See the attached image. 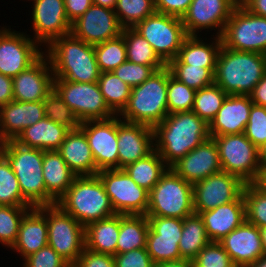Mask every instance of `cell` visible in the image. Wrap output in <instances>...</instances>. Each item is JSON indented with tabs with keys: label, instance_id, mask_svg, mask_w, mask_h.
<instances>
[{
	"label": "cell",
	"instance_id": "6da1fadb",
	"mask_svg": "<svg viewBox=\"0 0 266 267\" xmlns=\"http://www.w3.org/2000/svg\"><path fill=\"white\" fill-rule=\"evenodd\" d=\"M154 149L171 167L209 139V124L193 111L168 114L153 128Z\"/></svg>",
	"mask_w": 266,
	"mask_h": 267
},
{
	"label": "cell",
	"instance_id": "7a4b0ae2",
	"mask_svg": "<svg viewBox=\"0 0 266 267\" xmlns=\"http://www.w3.org/2000/svg\"><path fill=\"white\" fill-rule=\"evenodd\" d=\"M44 53L50 60L54 78L80 83L98 82L100 70L94 45L71 33L55 38Z\"/></svg>",
	"mask_w": 266,
	"mask_h": 267
},
{
	"label": "cell",
	"instance_id": "3957f363",
	"mask_svg": "<svg viewBox=\"0 0 266 267\" xmlns=\"http://www.w3.org/2000/svg\"><path fill=\"white\" fill-rule=\"evenodd\" d=\"M266 73V55L220 48L214 83L228 95H249Z\"/></svg>",
	"mask_w": 266,
	"mask_h": 267
},
{
	"label": "cell",
	"instance_id": "277c9868",
	"mask_svg": "<svg viewBox=\"0 0 266 267\" xmlns=\"http://www.w3.org/2000/svg\"><path fill=\"white\" fill-rule=\"evenodd\" d=\"M56 204L84 227L116 214L98 175L76 176Z\"/></svg>",
	"mask_w": 266,
	"mask_h": 267
},
{
	"label": "cell",
	"instance_id": "5b68a950",
	"mask_svg": "<svg viewBox=\"0 0 266 267\" xmlns=\"http://www.w3.org/2000/svg\"><path fill=\"white\" fill-rule=\"evenodd\" d=\"M168 67L155 71L145 82L131 88L121 120L154 128L168 115Z\"/></svg>",
	"mask_w": 266,
	"mask_h": 267
},
{
	"label": "cell",
	"instance_id": "8992f818",
	"mask_svg": "<svg viewBox=\"0 0 266 267\" xmlns=\"http://www.w3.org/2000/svg\"><path fill=\"white\" fill-rule=\"evenodd\" d=\"M1 153L9 161L18 179L23 198L32 206H46V187L43 178L44 150L20 145L15 140L4 141Z\"/></svg>",
	"mask_w": 266,
	"mask_h": 267
},
{
	"label": "cell",
	"instance_id": "52a82bcc",
	"mask_svg": "<svg viewBox=\"0 0 266 267\" xmlns=\"http://www.w3.org/2000/svg\"><path fill=\"white\" fill-rule=\"evenodd\" d=\"M193 213V184L169 167L149 191L146 216L184 219Z\"/></svg>",
	"mask_w": 266,
	"mask_h": 267
},
{
	"label": "cell",
	"instance_id": "ba28073f",
	"mask_svg": "<svg viewBox=\"0 0 266 267\" xmlns=\"http://www.w3.org/2000/svg\"><path fill=\"white\" fill-rule=\"evenodd\" d=\"M133 29L150 43L166 65L177 57L188 36L181 18L156 11L137 23Z\"/></svg>",
	"mask_w": 266,
	"mask_h": 267
},
{
	"label": "cell",
	"instance_id": "9c48e42d",
	"mask_svg": "<svg viewBox=\"0 0 266 267\" xmlns=\"http://www.w3.org/2000/svg\"><path fill=\"white\" fill-rule=\"evenodd\" d=\"M222 171L235 175L244 183H254L261 168L259 149L242 134L212 136Z\"/></svg>",
	"mask_w": 266,
	"mask_h": 267
},
{
	"label": "cell",
	"instance_id": "30bf717a",
	"mask_svg": "<svg viewBox=\"0 0 266 267\" xmlns=\"http://www.w3.org/2000/svg\"><path fill=\"white\" fill-rule=\"evenodd\" d=\"M48 245L71 266L85 249V227L59 205L46 206Z\"/></svg>",
	"mask_w": 266,
	"mask_h": 267
},
{
	"label": "cell",
	"instance_id": "8fae6325",
	"mask_svg": "<svg viewBox=\"0 0 266 267\" xmlns=\"http://www.w3.org/2000/svg\"><path fill=\"white\" fill-rule=\"evenodd\" d=\"M221 39L226 48L266 55V17L235 7Z\"/></svg>",
	"mask_w": 266,
	"mask_h": 267
},
{
	"label": "cell",
	"instance_id": "7c38bea8",
	"mask_svg": "<svg viewBox=\"0 0 266 267\" xmlns=\"http://www.w3.org/2000/svg\"><path fill=\"white\" fill-rule=\"evenodd\" d=\"M53 89L80 122L105 120L115 116L106 104L98 82L80 83L54 78Z\"/></svg>",
	"mask_w": 266,
	"mask_h": 267
},
{
	"label": "cell",
	"instance_id": "4fadbf2b",
	"mask_svg": "<svg viewBox=\"0 0 266 267\" xmlns=\"http://www.w3.org/2000/svg\"><path fill=\"white\" fill-rule=\"evenodd\" d=\"M116 214L146 215L149 192L139 187L123 169L97 173Z\"/></svg>",
	"mask_w": 266,
	"mask_h": 267
},
{
	"label": "cell",
	"instance_id": "5bb4252c",
	"mask_svg": "<svg viewBox=\"0 0 266 267\" xmlns=\"http://www.w3.org/2000/svg\"><path fill=\"white\" fill-rule=\"evenodd\" d=\"M8 27L0 29V74L13 78L31 66L44 51L31 35Z\"/></svg>",
	"mask_w": 266,
	"mask_h": 267
},
{
	"label": "cell",
	"instance_id": "9a60e30c",
	"mask_svg": "<svg viewBox=\"0 0 266 267\" xmlns=\"http://www.w3.org/2000/svg\"><path fill=\"white\" fill-rule=\"evenodd\" d=\"M245 185L240 178L224 171L194 183V213L200 214L236 201L243 194Z\"/></svg>",
	"mask_w": 266,
	"mask_h": 267
},
{
	"label": "cell",
	"instance_id": "2e32d148",
	"mask_svg": "<svg viewBox=\"0 0 266 267\" xmlns=\"http://www.w3.org/2000/svg\"><path fill=\"white\" fill-rule=\"evenodd\" d=\"M31 6V38L40 46L47 47L55 38L71 33L64 0H34Z\"/></svg>",
	"mask_w": 266,
	"mask_h": 267
},
{
	"label": "cell",
	"instance_id": "e0dca14e",
	"mask_svg": "<svg viewBox=\"0 0 266 267\" xmlns=\"http://www.w3.org/2000/svg\"><path fill=\"white\" fill-rule=\"evenodd\" d=\"M149 230L146 248L155 264L180 260L179 241L183 219L172 217L147 216Z\"/></svg>",
	"mask_w": 266,
	"mask_h": 267
},
{
	"label": "cell",
	"instance_id": "ac0fdd59",
	"mask_svg": "<svg viewBox=\"0 0 266 267\" xmlns=\"http://www.w3.org/2000/svg\"><path fill=\"white\" fill-rule=\"evenodd\" d=\"M234 9L229 0H192L181 20L188 36L207 29L205 32L217 30L215 36L221 37Z\"/></svg>",
	"mask_w": 266,
	"mask_h": 267
},
{
	"label": "cell",
	"instance_id": "d6986e66",
	"mask_svg": "<svg viewBox=\"0 0 266 267\" xmlns=\"http://www.w3.org/2000/svg\"><path fill=\"white\" fill-rule=\"evenodd\" d=\"M98 171L118 169L117 115L105 120L81 122Z\"/></svg>",
	"mask_w": 266,
	"mask_h": 267
},
{
	"label": "cell",
	"instance_id": "ffe728a7",
	"mask_svg": "<svg viewBox=\"0 0 266 267\" xmlns=\"http://www.w3.org/2000/svg\"><path fill=\"white\" fill-rule=\"evenodd\" d=\"M122 30L113 9L94 4L71 25V34L91 45L114 39Z\"/></svg>",
	"mask_w": 266,
	"mask_h": 267
},
{
	"label": "cell",
	"instance_id": "44dd1931",
	"mask_svg": "<svg viewBox=\"0 0 266 267\" xmlns=\"http://www.w3.org/2000/svg\"><path fill=\"white\" fill-rule=\"evenodd\" d=\"M12 79L15 101H43L53 90L54 74L49 58L43 53L31 66Z\"/></svg>",
	"mask_w": 266,
	"mask_h": 267
},
{
	"label": "cell",
	"instance_id": "7402d4cb",
	"mask_svg": "<svg viewBox=\"0 0 266 267\" xmlns=\"http://www.w3.org/2000/svg\"><path fill=\"white\" fill-rule=\"evenodd\" d=\"M118 169L146 157L154 150V131L143 124L121 120L117 115Z\"/></svg>",
	"mask_w": 266,
	"mask_h": 267
},
{
	"label": "cell",
	"instance_id": "603a6c76",
	"mask_svg": "<svg viewBox=\"0 0 266 267\" xmlns=\"http://www.w3.org/2000/svg\"><path fill=\"white\" fill-rule=\"evenodd\" d=\"M171 168L185 181L194 184L222 171L217 145L212 137L188 152Z\"/></svg>",
	"mask_w": 266,
	"mask_h": 267
},
{
	"label": "cell",
	"instance_id": "cb8c5ba5",
	"mask_svg": "<svg viewBox=\"0 0 266 267\" xmlns=\"http://www.w3.org/2000/svg\"><path fill=\"white\" fill-rule=\"evenodd\" d=\"M219 243L236 267H249L264 255L259 228L246 220Z\"/></svg>",
	"mask_w": 266,
	"mask_h": 267
},
{
	"label": "cell",
	"instance_id": "d4e9b609",
	"mask_svg": "<svg viewBox=\"0 0 266 267\" xmlns=\"http://www.w3.org/2000/svg\"><path fill=\"white\" fill-rule=\"evenodd\" d=\"M252 105L249 95H228L209 124L210 136L244 133Z\"/></svg>",
	"mask_w": 266,
	"mask_h": 267
},
{
	"label": "cell",
	"instance_id": "484cf974",
	"mask_svg": "<svg viewBox=\"0 0 266 267\" xmlns=\"http://www.w3.org/2000/svg\"><path fill=\"white\" fill-rule=\"evenodd\" d=\"M45 117L43 101H11L0 107V139L15 140L26 128Z\"/></svg>",
	"mask_w": 266,
	"mask_h": 267
},
{
	"label": "cell",
	"instance_id": "4316f807",
	"mask_svg": "<svg viewBox=\"0 0 266 267\" xmlns=\"http://www.w3.org/2000/svg\"><path fill=\"white\" fill-rule=\"evenodd\" d=\"M48 245L46 206L33 207L20 223L16 242L10 248L18 252L22 260Z\"/></svg>",
	"mask_w": 266,
	"mask_h": 267
},
{
	"label": "cell",
	"instance_id": "83f0119b",
	"mask_svg": "<svg viewBox=\"0 0 266 267\" xmlns=\"http://www.w3.org/2000/svg\"><path fill=\"white\" fill-rule=\"evenodd\" d=\"M199 215L211 242H219L246 220L244 196Z\"/></svg>",
	"mask_w": 266,
	"mask_h": 267
},
{
	"label": "cell",
	"instance_id": "f1b7e54d",
	"mask_svg": "<svg viewBox=\"0 0 266 267\" xmlns=\"http://www.w3.org/2000/svg\"><path fill=\"white\" fill-rule=\"evenodd\" d=\"M43 178L46 187V206L56 204L77 176L57 150L43 153Z\"/></svg>",
	"mask_w": 266,
	"mask_h": 267
},
{
	"label": "cell",
	"instance_id": "f546056e",
	"mask_svg": "<svg viewBox=\"0 0 266 267\" xmlns=\"http://www.w3.org/2000/svg\"><path fill=\"white\" fill-rule=\"evenodd\" d=\"M68 167L77 175H97L91 148L85 133L80 129L70 130L57 150Z\"/></svg>",
	"mask_w": 266,
	"mask_h": 267
},
{
	"label": "cell",
	"instance_id": "4dcf8cb0",
	"mask_svg": "<svg viewBox=\"0 0 266 267\" xmlns=\"http://www.w3.org/2000/svg\"><path fill=\"white\" fill-rule=\"evenodd\" d=\"M187 36L178 52L176 58L168 64H188L203 68H216V61L222 46V39L219 36L211 35L210 41L200 36ZM212 39V40H211Z\"/></svg>",
	"mask_w": 266,
	"mask_h": 267
},
{
	"label": "cell",
	"instance_id": "1f68e13d",
	"mask_svg": "<svg viewBox=\"0 0 266 267\" xmlns=\"http://www.w3.org/2000/svg\"><path fill=\"white\" fill-rule=\"evenodd\" d=\"M70 130L44 117L34 125L26 127L15 139L25 147L44 151L58 150Z\"/></svg>",
	"mask_w": 266,
	"mask_h": 267
},
{
	"label": "cell",
	"instance_id": "d6a6232c",
	"mask_svg": "<svg viewBox=\"0 0 266 267\" xmlns=\"http://www.w3.org/2000/svg\"><path fill=\"white\" fill-rule=\"evenodd\" d=\"M120 232V214L92 222L85 227V248L98 253L116 255Z\"/></svg>",
	"mask_w": 266,
	"mask_h": 267
},
{
	"label": "cell",
	"instance_id": "836d02e7",
	"mask_svg": "<svg viewBox=\"0 0 266 267\" xmlns=\"http://www.w3.org/2000/svg\"><path fill=\"white\" fill-rule=\"evenodd\" d=\"M149 221L146 215L120 214L116 254L146 248Z\"/></svg>",
	"mask_w": 266,
	"mask_h": 267
},
{
	"label": "cell",
	"instance_id": "e575fe53",
	"mask_svg": "<svg viewBox=\"0 0 266 267\" xmlns=\"http://www.w3.org/2000/svg\"><path fill=\"white\" fill-rule=\"evenodd\" d=\"M169 166L154 149L146 157L122 168L131 179L148 192L156 185Z\"/></svg>",
	"mask_w": 266,
	"mask_h": 267
},
{
	"label": "cell",
	"instance_id": "d590c367",
	"mask_svg": "<svg viewBox=\"0 0 266 267\" xmlns=\"http://www.w3.org/2000/svg\"><path fill=\"white\" fill-rule=\"evenodd\" d=\"M210 242L199 214L193 213L183 219L182 234L178 244L182 259L193 260Z\"/></svg>",
	"mask_w": 266,
	"mask_h": 267
},
{
	"label": "cell",
	"instance_id": "8d00e7d4",
	"mask_svg": "<svg viewBox=\"0 0 266 267\" xmlns=\"http://www.w3.org/2000/svg\"><path fill=\"white\" fill-rule=\"evenodd\" d=\"M127 60L136 64L152 66L156 71L166 64L158 57L150 43L133 28H123Z\"/></svg>",
	"mask_w": 266,
	"mask_h": 267
},
{
	"label": "cell",
	"instance_id": "74e56055",
	"mask_svg": "<svg viewBox=\"0 0 266 267\" xmlns=\"http://www.w3.org/2000/svg\"><path fill=\"white\" fill-rule=\"evenodd\" d=\"M98 85L109 109L119 115L128 103L132 87L113 72H101Z\"/></svg>",
	"mask_w": 266,
	"mask_h": 267
},
{
	"label": "cell",
	"instance_id": "f35d334b",
	"mask_svg": "<svg viewBox=\"0 0 266 267\" xmlns=\"http://www.w3.org/2000/svg\"><path fill=\"white\" fill-rule=\"evenodd\" d=\"M227 96L215 83L196 90L192 111L210 124Z\"/></svg>",
	"mask_w": 266,
	"mask_h": 267
},
{
	"label": "cell",
	"instance_id": "ab89813d",
	"mask_svg": "<svg viewBox=\"0 0 266 267\" xmlns=\"http://www.w3.org/2000/svg\"><path fill=\"white\" fill-rule=\"evenodd\" d=\"M100 72H112L127 60L125 40L122 35L94 45Z\"/></svg>",
	"mask_w": 266,
	"mask_h": 267
},
{
	"label": "cell",
	"instance_id": "60d3db41",
	"mask_svg": "<svg viewBox=\"0 0 266 267\" xmlns=\"http://www.w3.org/2000/svg\"><path fill=\"white\" fill-rule=\"evenodd\" d=\"M0 205L31 206L22 196L19 182L7 158L0 152Z\"/></svg>",
	"mask_w": 266,
	"mask_h": 267
},
{
	"label": "cell",
	"instance_id": "b9f144b4",
	"mask_svg": "<svg viewBox=\"0 0 266 267\" xmlns=\"http://www.w3.org/2000/svg\"><path fill=\"white\" fill-rule=\"evenodd\" d=\"M114 12L123 28H133L155 12L154 0H117Z\"/></svg>",
	"mask_w": 266,
	"mask_h": 267
},
{
	"label": "cell",
	"instance_id": "7bdbcfd3",
	"mask_svg": "<svg viewBox=\"0 0 266 267\" xmlns=\"http://www.w3.org/2000/svg\"><path fill=\"white\" fill-rule=\"evenodd\" d=\"M32 206L0 205V244L11 248L16 242L21 220Z\"/></svg>",
	"mask_w": 266,
	"mask_h": 267
},
{
	"label": "cell",
	"instance_id": "ee69618b",
	"mask_svg": "<svg viewBox=\"0 0 266 267\" xmlns=\"http://www.w3.org/2000/svg\"><path fill=\"white\" fill-rule=\"evenodd\" d=\"M171 75L195 90L214 83L216 68L196 67L188 64H167Z\"/></svg>",
	"mask_w": 266,
	"mask_h": 267
},
{
	"label": "cell",
	"instance_id": "f6af8a7d",
	"mask_svg": "<svg viewBox=\"0 0 266 267\" xmlns=\"http://www.w3.org/2000/svg\"><path fill=\"white\" fill-rule=\"evenodd\" d=\"M43 105L45 117L51 121L63 125L69 130H76L80 127L81 122L54 89L43 100Z\"/></svg>",
	"mask_w": 266,
	"mask_h": 267
},
{
	"label": "cell",
	"instance_id": "bcb514c9",
	"mask_svg": "<svg viewBox=\"0 0 266 267\" xmlns=\"http://www.w3.org/2000/svg\"><path fill=\"white\" fill-rule=\"evenodd\" d=\"M196 90L174 78L168 68V114L192 111Z\"/></svg>",
	"mask_w": 266,
	"mask_h": 267
},
{
	"label": "cell",
	"instance_id": "7dc6e473",
	"mask_svg": "<svg viewBox=\"0 0 266 267\" xmlns=\"http://www.w3.org/2000/svg\"><path fill=\"white\" fill-rule=\"evenodd\" d=\"M246 221L258 228L266 227V192L254 183H248L243 190Z\"/></svg>",
	"mask_w": 266,
	"mask_h": 267
},
{
	"label": "cell",
	"instance_id": "c3c4849f",
	"mask_svg": "<svg viewBox=\"0 0 266 267\" xmlns=\"http://www.w3.org/2000/svg\"><path fill=\"white\" fill-rule=\"evenodd\" d=\"M192 261L194 267H236L219 242L208 243Z\"/></svg>",
	"mask_w": 266,
	"mask_h": 267
},
{
	"label": "cell",
	"instance_id": "681fc988",
	"mask_svg": "<svg viewBox=\"0 0 266 267\" xmlns=\"http://www.w3.org/2000/svg\"><path fill=\"white\" fill-rule=\"evenodd\" d=\"M244 134L258 149L266 144V107L252 105Z\"/></svg>",
	"mask_w": 266,
	"mask_h": 267
},
{
	"label": "cell",
	"instance_id": "f907efd6",
	"mask_svg": "<svg viewBox=\"0 0 266 267\" xmlns=\"http://www.w3.org/2000/svg\"><path fill=\"white\" fill-rule=\"evenodd\" d=\"M156 70L152 66L136 64L126 60L112 72L130 87L145 82Z\"/></svg>",
	"mask_w": 266,
	"mask_h": 267
},
{
	"label": "cell",
	"instance_id": "816d5d0a",
	"mask_svg": "<svg viewBox=\"0 0 266 267\" xmlns=\"http://www.w3.org/2000/svg\"><path fill=\"white\" fill-rule=\"evenodd\" d=\"M22 267H70L71 265L64 260L49 245L26 257Z\"/></svg>",
	"mask_w": 266,
	"mask_h": 267
},
{
	"label": "cell",
	"instance_id": "f5cc1de1",
	"mask_svg": "<svg viewBox=\"0 0 266 267\" xmlns=\"http://www.w3.org/2000/svg\"><path fill=\"white\" fill-rule=\"evenodd\" d=\"M115 267H156L147 252V248L134 249L113 255Z\"/></svg>",
	"mask_w": 266,
	"mask_h": 267
},
{
	"label": "cell",
	"instance_id": "db71d44e",
	"mask_svg": "<svg viewBox=\"0 0 266 267\" xmlns=\"http://www.w3.org/2000/svg\"><path fill=\"white\" fill-rule=\"evenodd\" d=\"M73 267H115L114 257L111 254L98 253L84 249Z\"/></svg>",
	"mask_w": 266,
	"mask_h": 267
},
{
	"label": "cell",
	"instance_id": "11a10c76",
	"mask_svg": "<svg viewBox=\"0 0 266 267\" xmlns=\"http://www.w3.org/2000/svg\"><path fill=\"white\" fill-rule=\"evenodd\" d=\"M192 0H154L155 11L182 18Z\"/></svg>",
	"mask_w": 266,
	"mask_h": 267
},
{
	"label": "cell",
	"instance_id": "9f6ffc18",
	"mask_svg": "<svg viewBox=\"0 0 266 267\" xmlns=\"http://www.w3.org/2000/svg\"><path fill=\"white\" fill-rule=\"evenodd\" d=\"M93 4L92 0H64L65 12L72 24L82 16Z\"/></svg>",
	"mask_w": 266,
	"mask_h": 267
},
{
	"label": "cell",
	"instance_id": "6f0895ef",
	"mask_svg": "<svg viewBox=\"0 0 266 267\" xmlns=\"http://www.w3.org/2000/svg\"><path fill=\"white\" fill-rule=\"evenodd\" d=\"M13 100V79L0 74V107Z\"/></svg>",
	"mask_w": 266,
	"mask_h": 267
},
{
	"label": "cell",
	"instance_id": "680465c9",
	"mask_svg": "<svg viewBox=\"0 0 266 267\" xmlns=\"http://www.w3.org/2000/svg\"><path fill=\"white\" fill-rule=\"evenodd\" d=\"M249 97L253 104L266 107V73L261 80L255 85Z\"/></svg>",
	"mask_w": 266,
	"mask_h": 267
},
{
	"label": "cell",
	"instance_id": "91938a15",
	"mask_svg": "<svg viewBox=\"0 0 266 267\" xmlns=\"http://www.w3.org/2000/svg\"><path fill=\"white\" fill-rule=\"evenodd\" d=\"M244 7L255 15L266 17V0H249Z\"/></svg>",
	"mask_w": 266,
	"mask_h": 267
},
{
	"label": "cell",
	"instance_id": "94428289",
	"mask_svg": "<svg viewBox=\"0 0 266 267\" xmlns=\"http://www.w3.org/2000/svg\"><path fill=\"white\" fill-rule=\"evenodd\" d=\"M156 267H194L193 261L189 259H180L176 261H166L156 264Z\"/></svg>",
	"mask_w": 266,
	"mask_h": 267
},
{
	"label": "cell",
	"instance_id": "6125c7cd",
	"mask_svg": "<svg viewBox=\"0 0 266 267\" xmlns=\"http://www.w3.org/2000/svg\"><path fill=\"white\" fill-rule=\"evenodd\" d=\"M254 184L262 191L266 192V166H261Z\"/></svg>",
	"mask_w": 266,
	"mask_h": 267
},
{
	"label": "cell",
	"instance_id": "be15d7a7",
	"mask_svg": "<svg viewBox=\"0 0 266 267\" xmlns=\"http://www.w3.org/2000/svg\"><path fill=\"white\" fill-rule=\"evenodd\" d=\"M94 5L115 9L117 0H92Z\"/></svg>",
	"mask_w": 266,
	"mask_h": 267
},
{
	"label": "cell",
	"instance_id": "e7e4bbea",
	"mask_svg": "<svg viewBox=\"0 0 266 267\" xmlns=\"http://www.w3.org/2000/svg\"><path fill=\"white\" fill-rule=\"evenodd\" d=\"M260 166H266V144L259 149Z\"/></svg>",
	"mask_w": 266,
	"mask_h": 267
},
{
	"label": "cell",
	"instance_id": "03108f58",
	"mask_svg": "<svg viewBox=\"0 0 266 267\" xmlns=\"http://www.w3.org/2000/svg\"><path fill=\"white\" fill-rule=\"evenodd\" d=\"M264 255H266V227L259 228Z\"/></svg>",
	"mask_w": 266,
	"mask_h": 267
},
{
	"label": "cell",
	"instance_id": "003e7915",
	"mask_svg": "<svg viewBox=\"0 0 266 267\" xmlns=\"http://www.w3.org/2000/svg\"><path fill=\"white\" fill-rule=\"evenodd\" d=\"M249 267H266V255H263Z\"/></svg>",
	"mask_w": 266,
	"mask_h": 267
},
{
	"label": "cell",
	"instance_id": "a7ac6f4b",
	"mask_svg": "<svg viewBox=\"0 0 266 267\" xmlns=\"http://www.w3.org/2000/svg\"><path fill=\"white\" fill-rule=\"evenodd\" d=\"M235 7H244L249 0H229Z\"/></svg>",
	"mask_w": 266,
	"mask_h": 267
},
{
	"label": "cell",
	"instance_id": "89a4df30",
	"mask_svg": "<svg viewBox=\"0 0 266 267\" xmlns=\"http://www.w3.org/2000/svg\"><path fill=\"white\" fill-rule=\"evenodd\" d=\"M2 144H3V141L0 139V152H1Z\"/></svg>",
	"mask_w": 266,
	"mask_h": 267
}]
</instances>
